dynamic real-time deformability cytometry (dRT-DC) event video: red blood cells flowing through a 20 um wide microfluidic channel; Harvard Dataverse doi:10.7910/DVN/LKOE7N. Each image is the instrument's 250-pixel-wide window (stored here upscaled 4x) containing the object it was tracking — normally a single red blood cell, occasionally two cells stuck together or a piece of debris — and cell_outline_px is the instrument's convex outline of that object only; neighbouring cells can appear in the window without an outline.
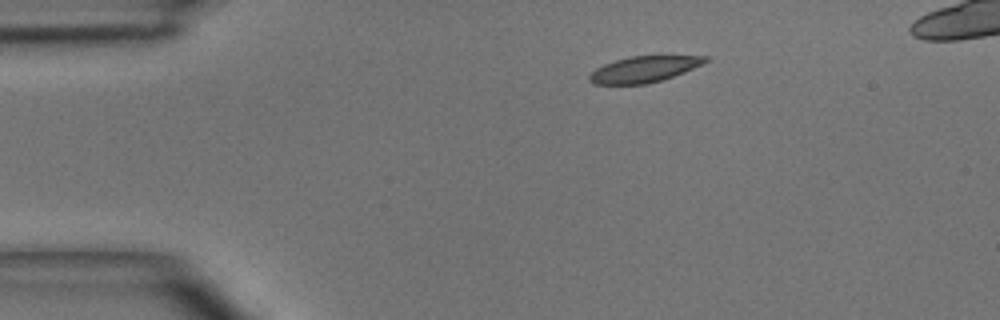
{"species": "common noctule bat (a hibernating species)", "species_latin": "Nyctalus noctula", "temperature_condition": "room temperature", "stored_images_in_passage": 3, "camera_frame_rate_fps": 3000, "um_per_image_px": 0.085, "animal": {"sex": "male", "body_mass_g": 15.6}, "frame": {"image": 1, "passage_image": 1, "time_ms": 0.0, "image_size_px": [1000, 320], "cell_outline_px": [[712, 60], [684, 72], [648, 84], [592, 84], [588, 80], [588, 76], [596, 68], [604, 64], [628, 56], [708, 56]], "centroid_in_image_um": [54.74, 5.88], "position_along_channel_um": 30.3, "area_um2": 17.57}}